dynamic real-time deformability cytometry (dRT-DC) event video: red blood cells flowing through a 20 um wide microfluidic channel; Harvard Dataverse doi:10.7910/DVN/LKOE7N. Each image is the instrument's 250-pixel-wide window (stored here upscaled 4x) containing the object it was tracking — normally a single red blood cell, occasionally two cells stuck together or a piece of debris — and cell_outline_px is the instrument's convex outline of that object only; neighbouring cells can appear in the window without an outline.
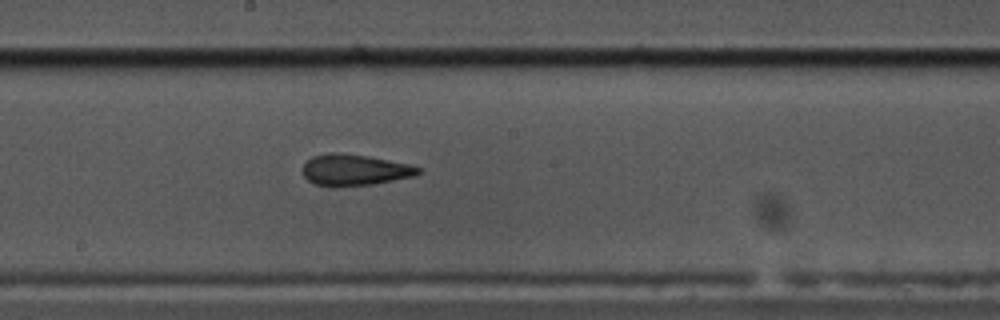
{"species": "common noctule bat (a hibernating species)", "species_latin": "Nyctalus noctula", "temperature_condition": "cold", "stored_images_in_passage": 28, "camera_frame_rate_fps": 3000, "um_per_image_px": 0.085, "animal": {"sex": "male", "body_mass_g": 17.5, "forearm_length_mm": 52.3}, "frame": {"image": 1, "passage_image": 20, "time_ms": 6.333, "image_size_px": [1000, 320], "cell_outline_px": [[424, 168], [416, 176], [372, 184], [336, 188], [332, 188], [316, 184], [308, 180], [304, 176], [300, 168], [312, 156], [328, 152], [340, 152], [368, 156], [408, 164]], "centroid_in_image_um": [30.11, 14.45], "position_along_channel_um": 218.1, "area_um2": 21.5}}
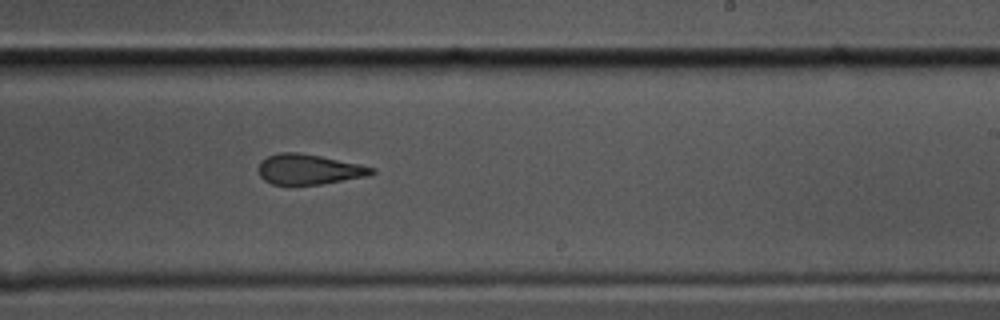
{"frame": {"image": 2, "passage_image": 24, "time_ms": 7.667, "image_size_px": [1000, 320], "cell_outline_px": [[376, 172], [368, 176], [320, 184], [272, 184], [264, 180], [260, 176], [256, 168], [260, 160], [268, 156], [280, 152], [300, 152], [360, 164], [376, 168]], "centroid_in_image_um": [26.23, 14.38], "position_along_channel_um": 262.8, "area_um2": 20.06}}